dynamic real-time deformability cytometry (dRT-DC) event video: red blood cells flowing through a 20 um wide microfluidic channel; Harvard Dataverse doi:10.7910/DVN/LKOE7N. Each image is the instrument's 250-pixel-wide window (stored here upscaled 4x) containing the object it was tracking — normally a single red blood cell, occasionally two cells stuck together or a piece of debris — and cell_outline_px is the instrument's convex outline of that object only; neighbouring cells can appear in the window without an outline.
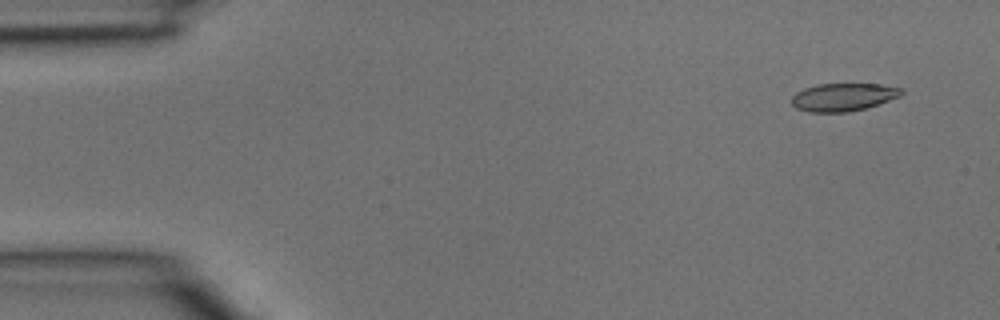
{"species": "common noctule bat (a hibernating species)", "species_latin": "Nyctalus noctula", "temperature_condition": "room temperature", "stored_images_in_passage": 4, "camera_frame_rate_fps": 3000, "um_per_image_px": 0.085, "animal": {"sex": "male", "body_mass_g": 15.6}, "frame": {"image": 1, "passage_image": 1, "time_ms": 0.0, "image_size_px": [1000, 320], "cell_outline_px": [[904, 92], [900, 96], [864, 108], [848, 112], [808, 112], [796, 108], [792, 104], [792, 96], [796, 92], [804, 88], [816, 84], [880, 84], [904, 88]], "centroid_in_image_um": [71.66, 8.24], "position_along_channel_um": 13.3, "area_um2": 17.8}}